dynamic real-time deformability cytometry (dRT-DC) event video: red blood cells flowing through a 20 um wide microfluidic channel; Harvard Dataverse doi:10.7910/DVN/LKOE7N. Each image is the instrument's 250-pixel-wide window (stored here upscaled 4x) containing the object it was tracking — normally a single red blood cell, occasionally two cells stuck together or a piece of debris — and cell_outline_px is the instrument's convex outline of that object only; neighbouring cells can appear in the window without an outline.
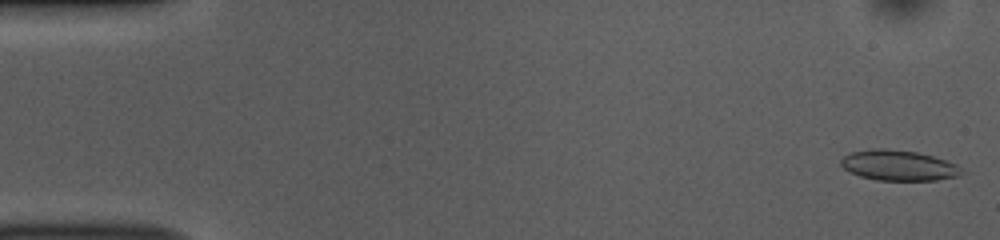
{"species": "common noctule bat (a hibernating species)", "species_latin": "Nyctalus noctula", "temperature_condition": "room temperature", "stored_images_in_passage": 49, "camera_frame_rate_fps": 3000, "um_per_image_px": 0.085, "animal": {"sex": "female", "body_mass_g": 10.0, "forearm_length_mm": 53.1}, "frame": {"image": 1, "passage_image": 1, "time_ms": 0.0, "image_size_px": [1000, 240], "cell_outline_px": [[964, 172], [960, 176], [936, 180], [876, 180], [860, 176], [844, 168], [840, 164], [840, 160], [844, 156], [852, 152], [876, 148], [884, 148], [916, 152], [932, 156], [956, 164], [964, 168]], "centroid_in_image_um": [76.41, 14.06], "position_along_channel_um": 8.6, "area_um2": 21.33}}
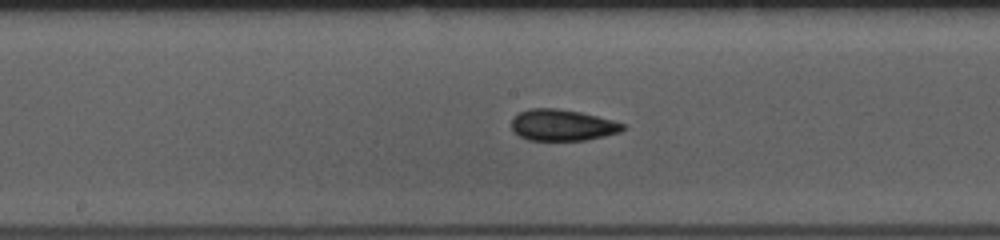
{"frame": {"image": 2, "passage_image": 26, "time_ms": 8.333, "image_size_px": [1000, 240], "cell_outline_px": [[624, 128], [620, 132], [604, 136], [584, 140], [528, 140], [520, 136], [512, 128], [512, 120], [520, 112], [532, 108], [556, 108], [580, 112], [612, 120], [624, 124]], "centroid_in_image_um": [47.8, 10.63], "position_along_channel_um": 200.4, "area_um2": 20.0}}
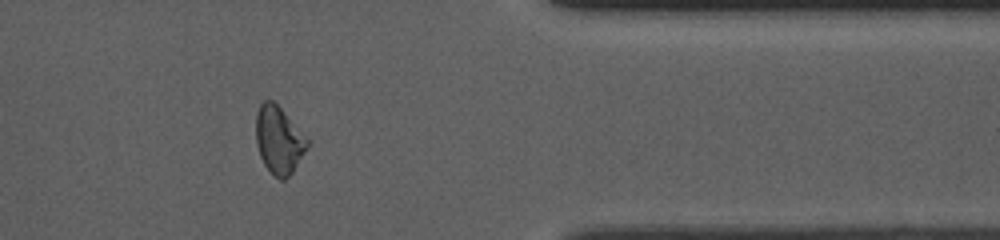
{"frame": {"image": 3, "passage_image": 42, "time_ms": 13.667, "image_size_px": [1000, 240], "cell_outline_px": [[308, 144], [304, 152], [292, 172], [284, 180], [280, 180], [264, 164], [260, 156], [256, 144], [256, 112], [260, 104], [264, 100], [272, 100], [284, 112], [308, 140]], "centroid_in_image_um": [23.66, 11.89], "position_along_channel_um": 387.7, "area_um2": 19.65}}